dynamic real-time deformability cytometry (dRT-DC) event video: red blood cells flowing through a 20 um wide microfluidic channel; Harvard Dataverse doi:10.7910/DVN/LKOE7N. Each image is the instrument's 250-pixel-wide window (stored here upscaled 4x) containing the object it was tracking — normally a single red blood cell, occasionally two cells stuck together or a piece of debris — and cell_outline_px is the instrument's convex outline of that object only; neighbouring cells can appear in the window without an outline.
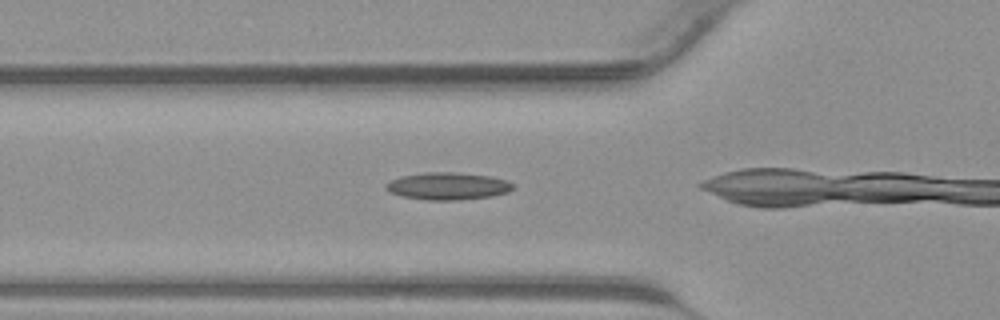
{"species": "common noctule bat (a hibernating species)", "species_latin": "Nyctalus noctula", "temperature_condition": "warm", "stored_images_in_passage": 17, "camera_frame_rate_fps": 3000, "um_per_image_px": 0.085, "animal": {"sex": "male", "body_mass_g": 23.1, "forearm_length_mm": 52.7}, "frame": {"image": 1, "passage_image": 8, "time_ms": 2.333, "image_size_px": [1000, 320], "cell_outline_px": [[512, 188], [508, 192], [492, 196], [460, 200], [428, 200], [400, 196], [388, 192], [384, 188], [384, 184], [400, 176], [424, 172], [452, 172], [488, 176], [508, 180], [512, 184]], "centroid_in_image_um": [38.0, 15.82], "position_along_channel_um": 87.8, "area_um2": 20.29}}